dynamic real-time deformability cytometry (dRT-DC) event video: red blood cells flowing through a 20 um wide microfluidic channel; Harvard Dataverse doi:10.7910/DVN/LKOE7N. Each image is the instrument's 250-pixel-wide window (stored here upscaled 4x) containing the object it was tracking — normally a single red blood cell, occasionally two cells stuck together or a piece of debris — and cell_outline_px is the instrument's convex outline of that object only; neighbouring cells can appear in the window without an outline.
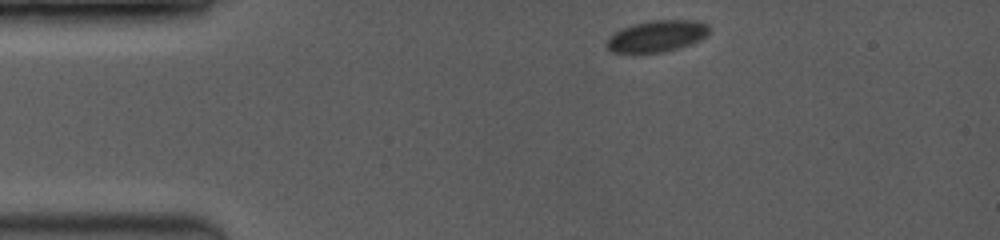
{"species": "common noctule bat (a hibernating species)", "species_latin": "Nyctalus noctula", "temperature_condition": "room temperature", "stored_images_in_passage": 15, "camera_frame_rate_fps": 3500, "um_per_image_px": 0.085, "animal": {"sex": "female", "body_mass_g": 19.0, "forearm_length_mm": 53.3}, "frame": {"image": 1, "passage_image": 1, "time_ms": 0.0, "image_size_px": [1000, 240], "cell_outline_px": [[708, 32], [700, 40], [664, 52], [612, 52], [608, 48], [608, 40], [616, 32], [624, 28], [636, 24], [652, 20], [692, 20], [708, 24]], "centroid_in_image_um": [55.87, 3.06], "position_along_channel_um": 29.1, "area_um2": 18.09}}
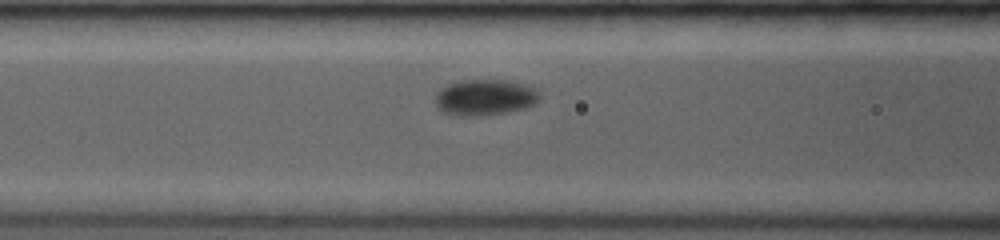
{"frame": {"image": 2, "passage_image": 11, "time_ms": 4.0, "image_size_px": [1000, 240], "cell_outline_px": [[540, 96], [536, 104], [528, 108], [488, 116], [452, 116], [440, 112], [436, 108], [436, 92], [440, 88], [456, 80], [508, 80], [524, 84], [536, 88], [540, 92]], "centroid_in_image_um": [41.21, 8.3], "position_along_channel_um": 125.4, "area_um2": 22.72}}
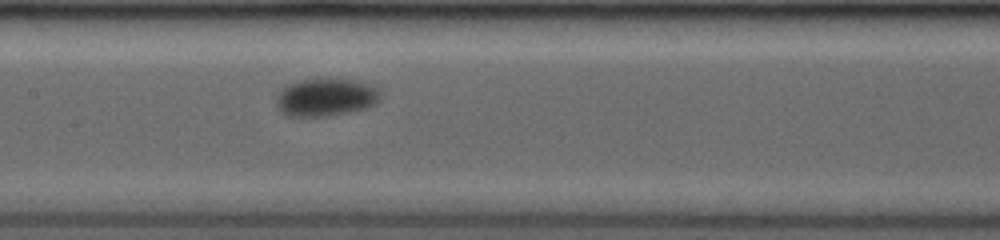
{"frame": {"image": 3, "passage_image": 15, "time_ms": 5.429, "image_size_px": [1000, 240], "cell_outline_px": [[380, 96], [376, 104], [364, 108], [348, 112], [328, 116], [288, 116], [280, 112], [276, 104], [276, 96], [288, 84], [300, 80], [328, 76], [356, 80], [372, 84], [380, 88]], "centroid_in_image_um": [27.72, 8.23], "position_along_channel_um": 179.7, "area_um2": 23.58}}